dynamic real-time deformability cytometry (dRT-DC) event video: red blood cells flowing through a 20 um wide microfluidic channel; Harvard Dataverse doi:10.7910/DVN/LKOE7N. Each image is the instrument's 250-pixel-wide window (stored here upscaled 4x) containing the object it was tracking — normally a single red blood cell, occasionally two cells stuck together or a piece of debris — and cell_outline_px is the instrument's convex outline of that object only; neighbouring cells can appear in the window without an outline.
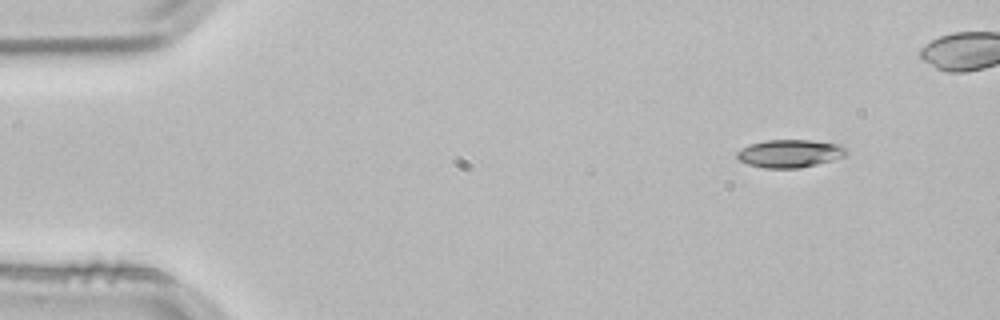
{"species": "common noctule bat (a hibernating species)", "species_latin": "Nyctalus noctula", "temperature_condition": "room temperature", "stored_images_in_passage": 4, "camera_frame_rate_fps": 3000, "um_per_image_px": 0.085, "animal": {"sex": "male", "body_mass_g": 21.5, "forearm_length_mm": 52.0}, "frame": {"image": 1, "passage_image": 1, "time_ms": 0.0, "image_size_px": [1000, 320], "cell_outline_px": [[848, 152], [844, 156], [832, 160], [800, 168], [764, 168], [748, 164], [740, 160], [736, 156], [736, 152], [740, 148], [748, 144], [764, 140], [812, 140], [840, 144], [848, 148]], "centroid_in_image_um": [67.13, 13.03], "position_along_channel_um": 17.9, "area_um2": 17.98}}